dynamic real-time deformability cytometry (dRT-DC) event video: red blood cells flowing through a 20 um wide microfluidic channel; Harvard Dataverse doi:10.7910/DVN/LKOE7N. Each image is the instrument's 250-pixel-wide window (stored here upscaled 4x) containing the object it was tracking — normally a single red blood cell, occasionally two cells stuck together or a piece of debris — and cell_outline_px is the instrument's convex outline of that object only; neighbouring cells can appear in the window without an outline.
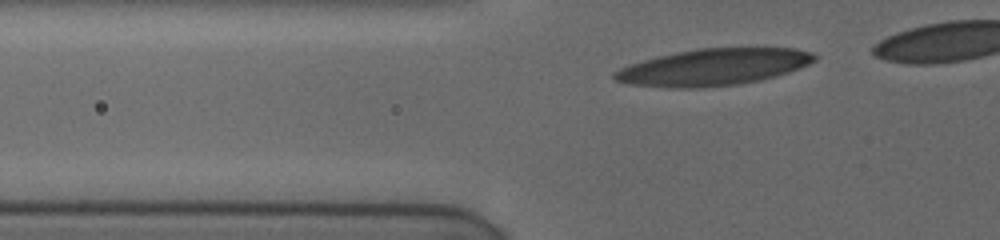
{"species": "human", "species_latin": "Homo sapiens", "temperature_condition": "cold", "stored_images_in_passage": 47, "camera_frame_rate_fps": 3000, "um_per_image_px": 0.085, "donor": {"sex": "female"}, "frame": {"image": 1, "passage_image": 3, "time_ms": 0.667, "image_size_px": [1000, 240], "cell_outline_px": [[816, 60], [800, 68], [776, 76], [760, 80], [740, 84], [696, 88], [680, 88], [628, 84], [616, 80], [612, 76], [612, 72], [620, 68], [656, 56], [696, 48], [796, 48], [812, 52], [816, 56]], "centroid_in_image_um": [60.65, 5.7], "position_along_channel_um": 65.1, "area_um2": 42.71}}
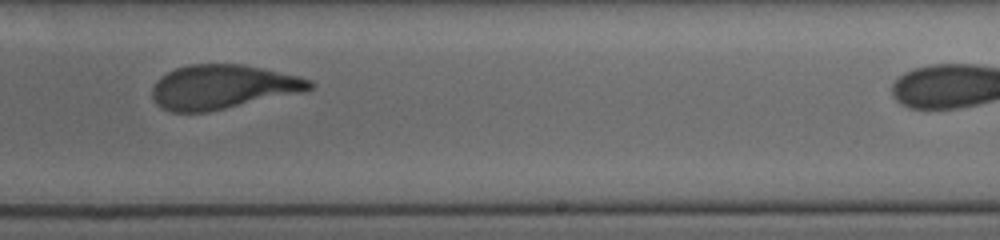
{"frame": {"image": 2, "passage_image": 32, "time_ms": 6.333, "image_size_px": [1000, 240], "cell_outline_px": [[316, 84], [312, 88], [304, 92], [208, 112], [172, 112], [160, 108], [152, 100], [152, 88], [156, 80], [160, 76], [176, 68], [192, 64], [244, 64], [264, 68], [300, 76], [312, 80]], "centroid_in_image_um": [18.94, 7.39], "position_along_channel_um": 270.1, "area_um2": 41.04}}
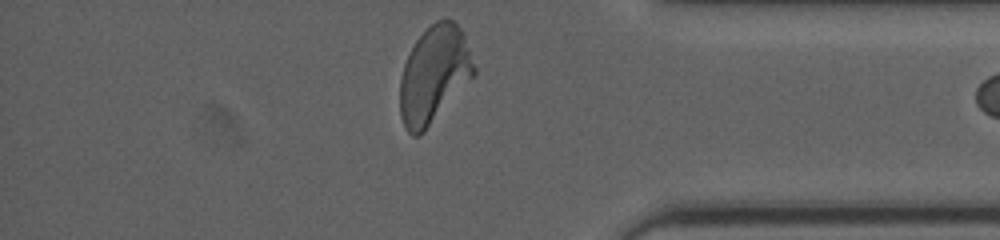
{"frame": {"image": 3, "passage_image": 45, "time_ms": 10.0, "image_size_px": [1000, 240], "cell_outline_px": [[476, 72], [424, 132], [420, 136], [412, 136], [404, 128], [400, 116], [400, 80], [404, 64], [416, 40], [436, 20], [444, 16], [452, 20], [460, 28], [464, 36], [476, 68]], "centroid_in_image_um": [36.87, 6.35], "position_along_channel_um": 398.3, "area_um2": 41.38}}